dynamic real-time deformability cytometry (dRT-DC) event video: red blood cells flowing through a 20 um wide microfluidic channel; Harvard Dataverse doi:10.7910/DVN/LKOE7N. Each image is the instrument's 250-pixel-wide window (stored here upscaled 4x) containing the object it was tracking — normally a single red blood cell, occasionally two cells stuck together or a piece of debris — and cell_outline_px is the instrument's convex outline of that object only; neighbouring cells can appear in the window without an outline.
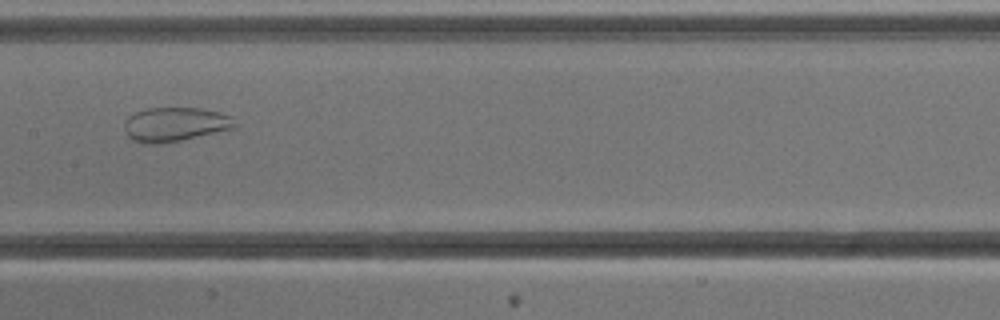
{"species": "common noctule bat (a hibernating species)", "species_latin": "Nyctalus noctula", "temperature_condition": "cold", "stored_images_in_passage": 5, "camera_frame_rate_fps": 3000, "um_per_image_px": 0.085, "animal": {"sex": "male", "body_mass_g": 13.3}, "frame": {"image": 1, "passage_image": 5, "time_ms": 4.667, "image_size_px": [1000, 320], "cell_outline_px": [[240, 124], [236, 128], [180, 140], [156, 144], [140, 144], [132, 140], [124, 132], [124, 120], [128, 116], [136, 112], [148, 108], [200, 108], [220, 112], [232, 116]], "centroid_in_image_um": [14.89, 10.57], "position_along_channel_um": 192.5, "area_um2": 22.37}}